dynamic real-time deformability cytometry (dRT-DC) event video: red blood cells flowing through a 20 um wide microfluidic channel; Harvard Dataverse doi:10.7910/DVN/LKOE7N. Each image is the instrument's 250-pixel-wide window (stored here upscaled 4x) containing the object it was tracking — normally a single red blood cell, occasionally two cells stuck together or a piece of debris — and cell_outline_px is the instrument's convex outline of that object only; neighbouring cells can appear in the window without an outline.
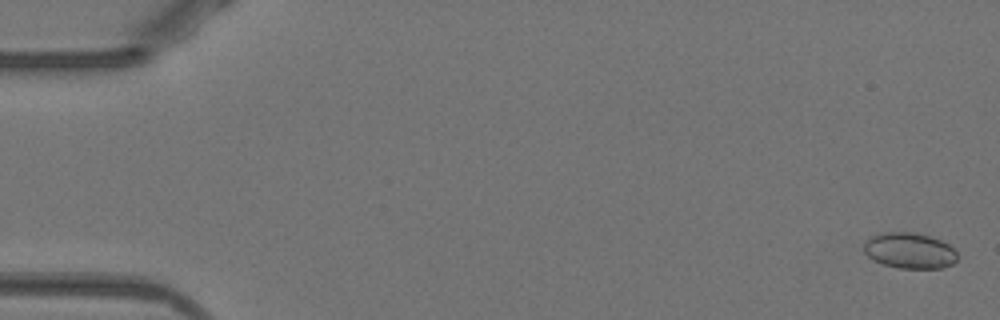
{"species": "Egyptian fruit bat (a non-hibernating species)", "species_latin": "Rousettus aegyptiacus", "temperature_condition": "warm", "stored_images_in_passage": 53, "camera_frame_rate_fps": 3000, "um_per_image_px": 0.085, "animal": {"sex": "female"}, "frame": {"image": 1, "passage_image": 2, "time_ms": 0.333, "image_size_px": [1000, 320], "cell_outline_px": [[956, 260], [952, 264], [940, 268], [900, 268], [884, 264], [872, 260], [864, 252], [864, 244], [872, 236], [880, 232], [916, 232], [940, 240], [948, 244], [956, 252]], "centroid_in_image_um": [77.29, 21.29], "position_along_channel_um": 7.7, "area_um2": 19.36}}
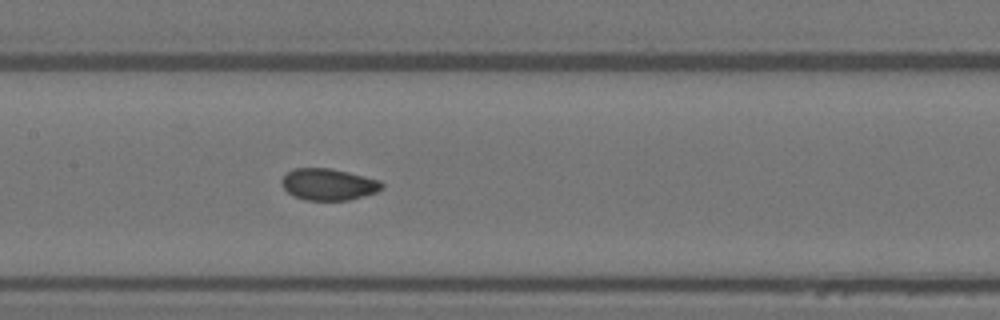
{"frame": {"image": 2, "passage_image": 27, "time_ms": 8.667, "image_size_px": [1000, 320], "cell_outline_px": [[384, 188], [376, 192], [364, 196], [348, 200], [304, 200], [292, 196], [280, 184], [280, 180], [292, 168], [328, 168], [348, 172], [380, 180], [384, 184]], "centroid_in_image_um": [27.9, 15.68], "position_along_channel_um": 179.5, "area_um2": 18.61}}
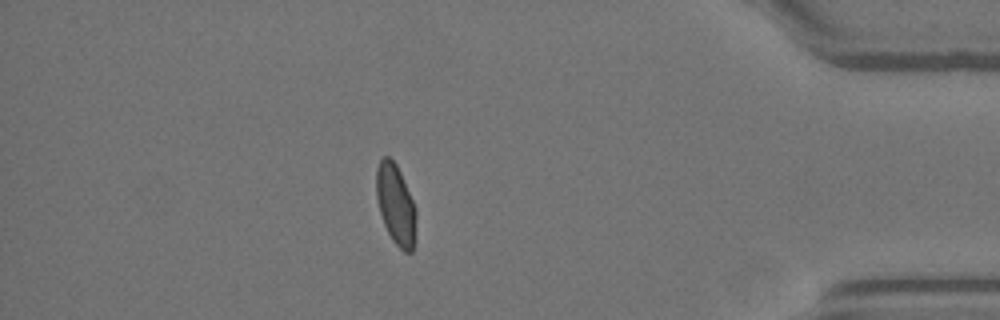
{"frame": {"image": 3, "passage_image": 47, "time_ms": 15.333, "image_size_px": [1000, 320], "cell_outline_px": [[416, 216], [412, 252], [404, 252], [392, 240], [384, 224], [380, 212], [376, 196], [376, 168], [380, 160], [384, 156], [388, 156], [396, 164], [400, 172], [416, 208]], "centroid_in_image_um": [33.62, 17.36], "position_along_channel_um": 401.6, "area_um2": 18.38}, "authors_computed_cell_mechanics": {"area_um2": 18.9584, "velocity_mm_per_s": 3.9324, "shape_relaxation_time_tau1_ms": null, "shape_relaxation_time_tau2_ms": 0.8547, "deformation_change_tau1": null, "deformation_change_tau2": 0.0377}}